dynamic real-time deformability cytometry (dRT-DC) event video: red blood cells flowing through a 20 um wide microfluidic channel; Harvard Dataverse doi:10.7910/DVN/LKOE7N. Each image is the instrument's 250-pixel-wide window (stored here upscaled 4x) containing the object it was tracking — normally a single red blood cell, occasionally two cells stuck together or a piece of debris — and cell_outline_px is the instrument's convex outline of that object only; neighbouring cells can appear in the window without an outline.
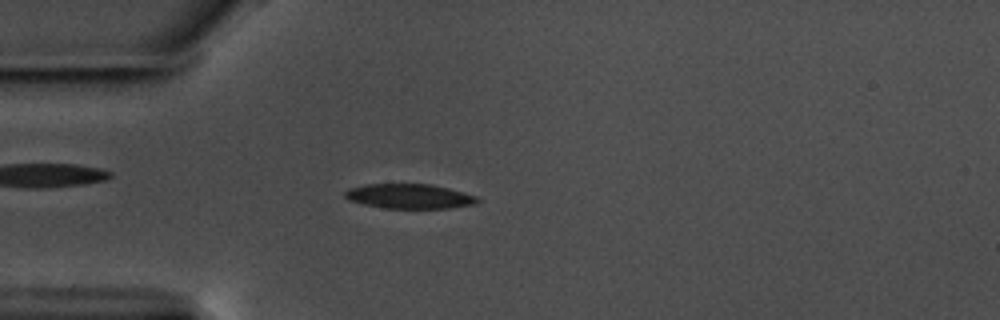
{"species": "common noctule bat (a hibernating species)", "species_latin": "Nyctalus noctula", "temperature_condition": "warm", "stored_images_in_passage": 56, "camera_frame_rate_fps": 3000, "um_per_image_px": 0.085, "animal": {"sex": "male", "body_mass_g": 17.5, "forearm_length_mm": 52.3}, "frame": {"image": 1, "passage_image": 15, "time_ms": 4.667, "image_size_px": [1000, 320], "cell_outline_px": [[480, 200], [476, 204], [452, 208], [384, 208], [364, 204], [348, 200], [344, 196], [344, 192], [348, 188], [364, 184], [432, 184], [448, 188], [476, 196]], "centroid_in_image_um": [34.78, 16.68], "position_along_channel_um": 50.2, "area_um2": 19.13}}
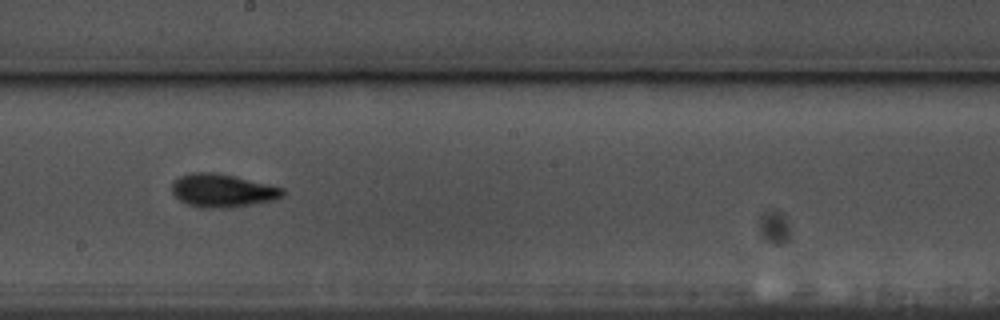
{"frame": {"image": 2, "passage_image": 31, "time_ms": 10.0, "image_size_px": [1000, 320], "cell_outline_px": [[284, 196], [272, 200], [252, 204], [228, 208], [196, 208], [180, 200], [172, 192], [172, 180], [180, 176], [192, 172], [216, 172], [268, 184], [284, 188]], "centroid_in_image_um": [18.88, 16.2], "position_along_channel_um": 229.3, "area_um2": 21.5}}
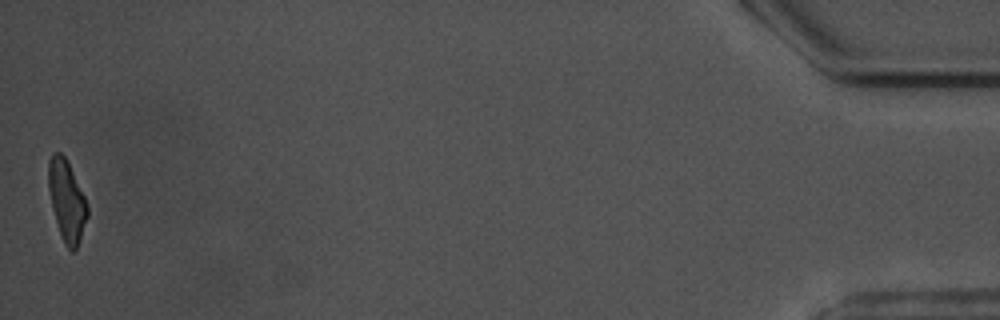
{"frame": {"image": 3, "passage_image": 56, "time_ms": 18.333, "image_size_px": [1000, 320], "cell_outline_px": [[88, 216], [76, 248], [72, 252], [64, 244], [60, 236], [52, 208], [48, 188], [48, 160], [52, 152], [60, 152], [64, 156], [84, 196], [88, 208]], "centroid_in_image_um": [5.64, 17.06], "position_along_channel_um": 429.6, "area_um2": 18.15}, "authors_computed_cell_mechanics": {"area_um2": 19.4786, "velocity_mm_per_s": 3.5692, "shape_relaxation_time_tau1_ms": 3.8629, "shape_relaxation_time_tau2_ms": 3.632, "deformation_change_tau1": 0.1569, "deformation_change_tau2": 0.113}}